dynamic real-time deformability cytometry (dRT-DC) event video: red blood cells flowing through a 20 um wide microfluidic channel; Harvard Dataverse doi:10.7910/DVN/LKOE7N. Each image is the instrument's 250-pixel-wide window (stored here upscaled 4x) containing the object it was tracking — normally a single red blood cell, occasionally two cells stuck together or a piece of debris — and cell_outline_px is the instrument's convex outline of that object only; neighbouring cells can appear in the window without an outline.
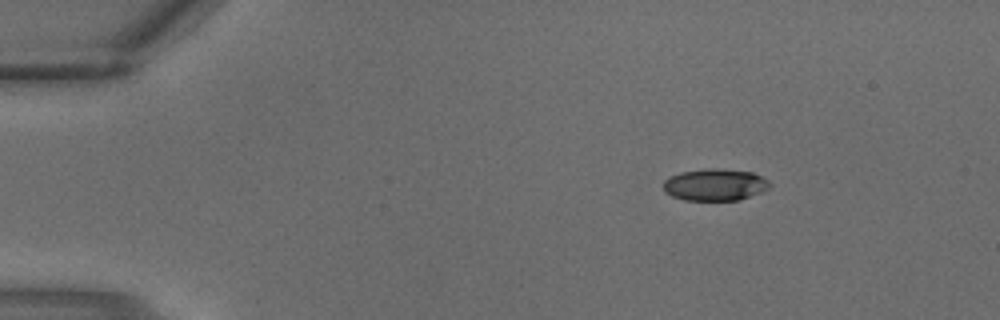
{"species": "common noctule bat (a hibernating species)", "species_latin": "Nyctalus noctula", "temperature_condition": "warm", "stored_images_in_passage": 2, "camera_frame_rate_fps": 3000, "um_per_image_px": 0.085, "animal": {"sex": "male", "body_mass_g": 18.8}, "frame": {"image": 1, "passage_image": 1, "time_ms": 0.0, "image_size_px": [1000, 320], "cell_outline_px": [[772, 184], [768, 188], [760, 192], [740, 200], [684, 200], [672, 196], [664, 192], [664, 180], [668, 176], [680, 172], [704, 168], [716, 168], [752, 172], [768, 180]], "centroid_in_image_um": [60.74, 15.69], "position_along_channel_um": 24.3, "area_um2": 19.88}}